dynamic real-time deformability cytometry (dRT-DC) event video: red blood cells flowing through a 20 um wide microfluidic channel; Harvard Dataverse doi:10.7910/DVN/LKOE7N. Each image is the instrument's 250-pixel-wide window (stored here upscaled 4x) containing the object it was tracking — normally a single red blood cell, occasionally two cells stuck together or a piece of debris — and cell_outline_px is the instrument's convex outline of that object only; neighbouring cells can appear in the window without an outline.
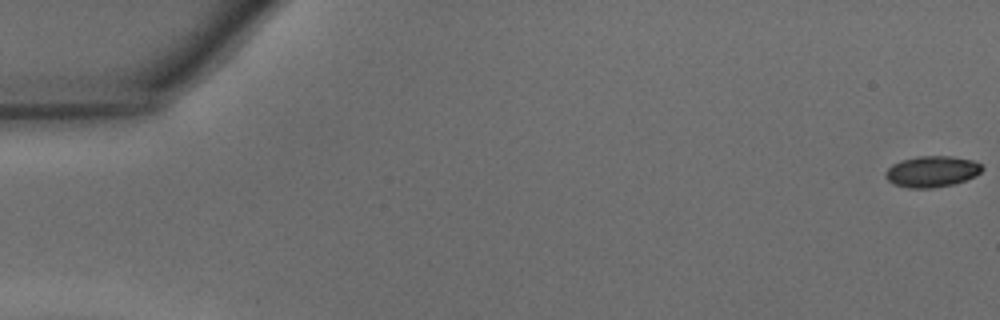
{"species": "common noctule bat (a hibernating species)", "species_latin": "Nyctalus noctula", "temperature_condition": "warm", "stored_images_in_passage": 47, "camera_frame_rate_fps": 3000, "um_per_image_px": 0.085, "animal": {"sex": "male", "body_mass_g": 15.6}, "frame": {"image": 1, "passage_image": 1, "time_ms": 0.0, "image_size_px": [1000, 320], "cell_outline_px": [[984, 168], [976, 176], [952, 184], [932, 188], [908, 188], [892, 184], [884, 176], [884, 172], [892, 164], [900, 160], [916, 156], [952, 156], [972, 160], [980, 164]], "centroid_in_image_um": [79.17, 14.57], "position_along_channel_um": 5.8, "area_um2": 17.63}}
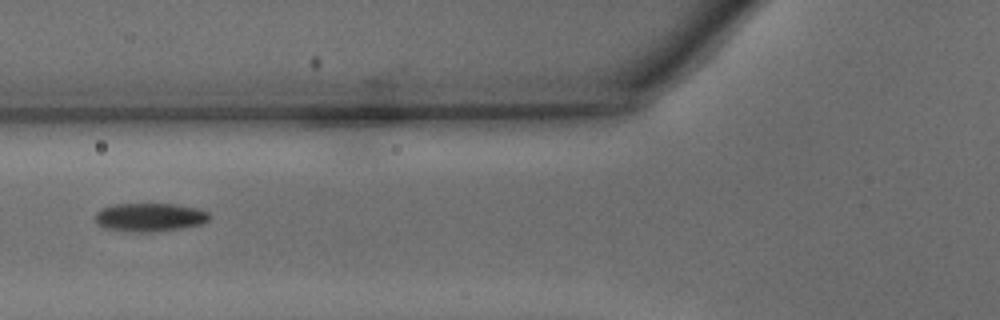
{"frame": {"image": 2, "passage_image": 19, "time_ms": 6.0, "image_size_px": [1000, 320], "cell_outline_px": [[212, 216], [208, 220], [200, 224], [180, 228], [156, 232], [136, 232], [104, 228], [96, 224], [96, 212], [100, 208], [112, 204], [176, 204], [200, 208], [208, 212]], "centroid_in_image_um": [12.73, 18.46], "position_along_channel_um": 113.1, "area_um2": 19.13}}
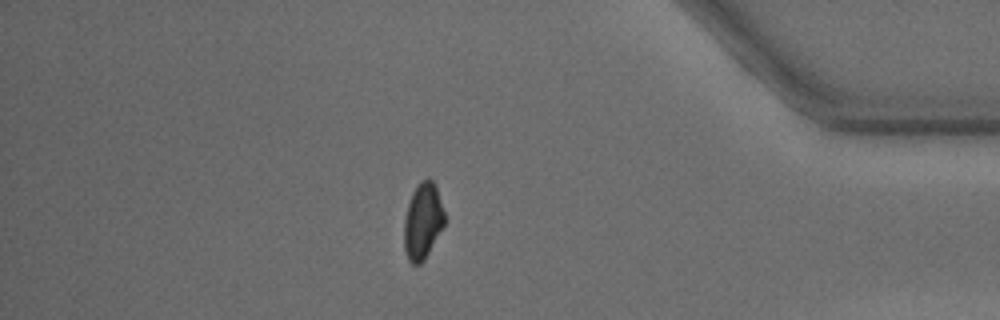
{"frame": {"image": 3, "passage_image": 41, "time_ms": 13.333, "image_size_px": [1000, 320], "cell_outline_px": [[444, 224], [424, 260], [420, 264], [412, 264], [408, 260], [404, 248], [404, 220], [408, 204], [412, 192], [420, 180], [428, 176], [436, 184], [444, 212]], "centroid_in_image_um": [35.92, 18.75], "position_along_channel_um": 399.3, "area_um2": 17.98}, "authors_computed_cell_mechanics": {"area_um2": 18.3804, "velocity_mm_per_s": 4.3756, "shape_relaxation_time_tau1_ms": 2.6736, "shape_relaxation_time_tau2_ms": null, "deformation_change_tau1": 0.112, "deformation_change_tau2": null}}